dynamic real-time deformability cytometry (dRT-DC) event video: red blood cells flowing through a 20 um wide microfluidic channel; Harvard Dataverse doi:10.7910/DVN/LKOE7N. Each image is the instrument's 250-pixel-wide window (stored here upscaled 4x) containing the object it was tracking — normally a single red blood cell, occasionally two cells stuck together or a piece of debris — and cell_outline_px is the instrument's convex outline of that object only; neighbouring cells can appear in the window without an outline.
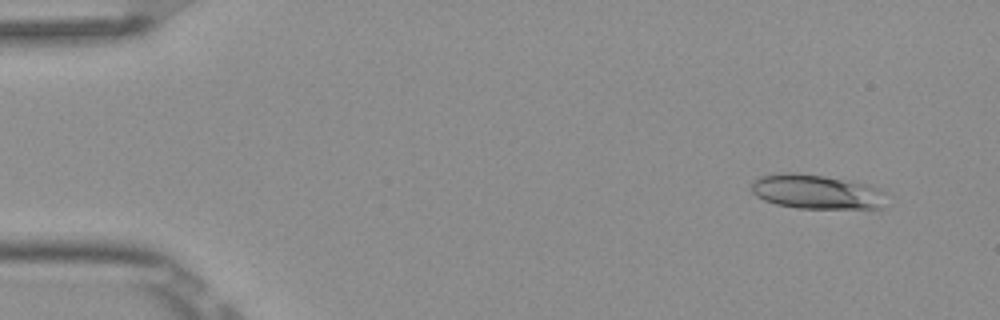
{"species": "Egyptian fruit bat (a non-hibernating species)", "species_latin": "Rousettus aegyptiacus", "temperature_condition": "room temperature", "stored_images_in_passage": 6, "camera_frame_rate_fps": 3000, "um_per_image_px": 0.085, "frame": {"image": 1, "passage_image": 1, "time_ms": 0.0, "image_size_px": [1000, 320], "cell_outline_px": [[884, 192], [880, 208], [796, 208], [776, 204], [764, 200], [756, 196], [752, 192], [752, 180], [760, 176], [780, 172], [788, 172], [824, 176], [868, 184], [880, 188]], "centroid_in_image_um": [69.33, 16.29], "position_along_channel_um": 15.7, "area_um2": 26.88}}
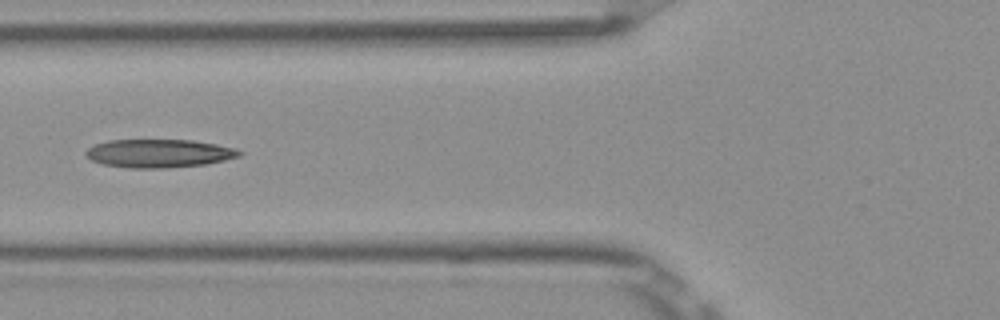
{"frame": {"image": 2, "passage_image": 5, "time_ms": 1.333, "image_size_px": [1000, 320], "cell_outline_px": [[244, 152], [240, 156], [224, 160], [204, 164], [168, 168], [128, 168], [104, 164], [92, 160], [84, 152], [88, 148], [96, 144], [108, 140], [192, 140], [216, 144], [236, 148]], "centroid_in_image_um": [13.54, 13.03], "position_along_channel_um": 112.3, "area_um2": 25.26}}
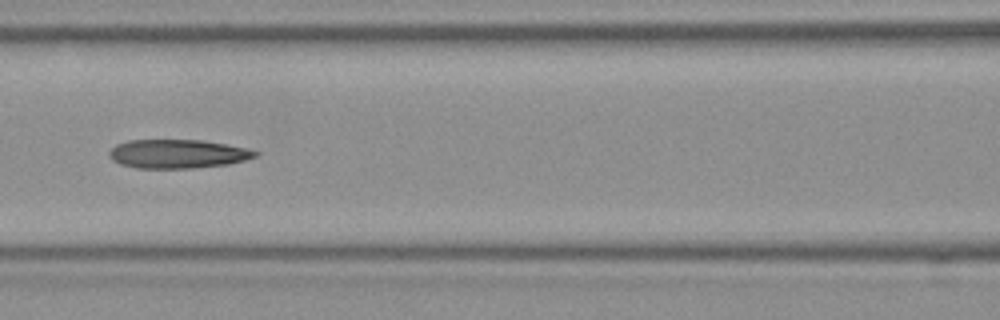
{"frame": {"image": 3, "passage_image": 6, "time_ms": 1.667, "image_size_px": [1000, 320], "cell_outline_px": [[260, 152], [256, 156], [244, 160], [228, 164], [192, 168], [136, 168], [120, 164], [112, 160], [108, 156], [108, 152], [116, 144], [128, 140], [200, 140], [224, 144], [244, 148]], "centroid_in_image_um": [15.04, 13.08], "position_along_channel_um": 151.6, "area_um2": 24.39}}